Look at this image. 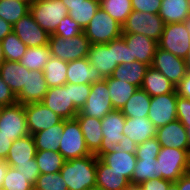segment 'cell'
<instances>
[{
  "label": "cell",
  "mask_w": 190,
  "mask_h": 190,
  "mask_svg": "<svg viewBox=\"0 0 190 190\" xmlns=\"http://www.w3.org/2000/svg\"><path fill=\"white\" fill-rule=\"evenodd\" d=\"M126 118L120 110H114L101 119L103 140L100 149L95 153L97 158L110 153L116 148L126 146L123 135Z\"/></svg>",
  "instance_id": "8992f818"
},
{
  "label": "cell",
  "mask_w": 190,
  "mask_h": 190,
  "mask_svg": "<svg viewBox=\"0 0 190 190\" xmlns=\"http://www.w3.org/2000/svg\"><path fill=\"white\" fill-rule=\"evenodd\" d=\"M140 88L151 97L172 93L176 90V87L160 71L151 66L146 71Z\"/></svg>",
  "instance_id": "83f0119b"
},
{
  "label": "cell",
  "mask_w": 190,
  "mask_h": 190,
  "mask_svg": "<svg viewBox=\"0 0 190 190\" xmlns=\"http://www.w3.org/2000/svg\"><path fill=\"white\" fill-rule=\"evenodd\" d=\"M183 23L185 24V27H186L187 31L189 32V35H190V15L184 20Z\"/></svg>",
  "instance_id": "6125c7cd"
},
{
  "label": "cell",
  "mask_w": 190,
  "mask_h": 190,
  "mask_svg": "<svg viewBox=\"0 0 190 190\" xmlns=\"http://www.w3.org/2000/svg\"><path fill=\"white\" fill-rule=\"evenodd\" d=\"M158 178L177 182L190 167V150L161 147L157 155Z\"/></svg>",
  "instance_id": "7a4b0ae2"
},
{
  "label": "cell",
  "mask_w": 190,
  "mask_h": 190,
  "mask_svg": "<svg viewBox=\"0 0 190 190\" xmlns=\"http://www.w3.org/2000/svg\"><path fill=\"white\" fill-rule=\"evenodd\" d=\"M75 118L80 124L88 150L95 154L100 149L103 140L101 119L85 115H76Z\"/></svg>",
  "instance_id": "4316f807"
},
{
  "label": "cell",
  "mask_w": 190,
  "mask_h": 190,
  "mask_svg": "<svg viewBox=\"0 0 190 190\" xmlns=\"http://www.w3.org/2000/svg\"><path fill=\"white\" fill-rule=\"evenodd\" d=\"M99 8V0H85L69 5L68 15L84 30Z\"/></svg>",
  "instance_id": "d590c367"
},
{
  "label": "cell",
  "mask_w": 190,
  "mask_h": 190,
  "mask_svg": "<svg viewBox=\"0 0 190 190\" xmlns=\"http://www.w3.org/2000/svg\"><path fill=\"white\" fill-rule=\"evenodd\" d=\"M13 32L27 47L48 45L50 34L42 29L30 13L13 25Z\"/></svg>",
  "instance_id": "2e32d148"
},
{
  "label": "cell",
  "mask_w": 190,
  "mask_h": 190,
  "mask_svg": "<svg viewBox=\"0 0 190 190\" xmlns=\"http://www.w3.org/2000/svg\"><path fill=\"white\" fill-rule=\"evenodd\" d=\"M155 137L161 147L190 150L186 128L178 119L157 128Z\"/></svg>",
  "instance_id": "ffe728a7"
},
{
  "label": "cell",
  "mask_w": 190,
  "mask_h": 190,
  "mask_svg": "<svg viewBox=\"0 0 190 190\" xmlns=\"http://www.w3.org/2000/svg\"><path fill=\"white\" fill-rule=\"evenodd\" d=\"M157 128L146 118H126L123 135L126 146L134 147L156 136Z\"/></svg>",
  "instance_id": "d6986e66"
},
{
  "label": "cell",
  "mask_w": 190,
  "mask_h": 190,
  "mask_svg": "<svg viewBox=\"0 0 190 190\" xmlns=\"http://www.w3.org/2000/svg\"><path fill=\"white\" fill-rule=\"evenodd\" d=\"M61 137L59 153L66 161L92 154L87 148L80 124L76 118L64 120Z\"/></svg>",
  "instance_id": "ba28073f"
},
{
  "label": "cell",
  "mask_w": 190,
  "mask_h": 190,
  "mask_svg": "<svg viewBox=\"0 0 190 190\" xmlns=\"http://www.w3.org/2000/svg\"><path fill=\"white\" fill-rule=\"evenodd\" d=\"M87 59L104 78L110 77L118 66L115 61L114 47L110 42L91 45Z\"/></svg>",
  "instance_id": "44dd1931"
},
{
  "label": "cell",
  "mask_w": 190,
  "mask_h": 190,
  "mask_svg": "<svg viewBox=\"0 0 190 190\" xmlns=\"http://www.w3.org/2000/svg\"><path fill=\"white\" fill-rule=\"evenodd\" d=\"M33 187L18 170L8 166L2 184L3 190H30Z\"/></svg>",
  "instance_id": "b9f144b4"
},
{
  "label": "cell",
  "mask_w": 190,
  "mask_h": 190,
  "mask_svg": "<svg viewBox=\"0 0 190 190\" xmlns=\"http://www.w3.org/2000/svg\"><path fill=\"white\" fill-rule=\"evenodd\" d=\"M158 47L185 58L190 49V35L185 24L183 22L165 24Z\"/></svg>",
  "instance_id": "8fae6325"
},
{
  "label": "cell",
  "mask_w": 190,
  "mask_h": 190,
  "mask_svg": "<svg viewBox=\"0 0 190 190\" xmlns=\"http://www.w3.org/2000/svg\"><path fill=\"white\" fill-rule=\"evenodd\" d=\"M0 132L15 141L31 135L26 122L24 105L16 103L2 106L0 111Z\"/></svg>",
  "instance_id": "9c48e42d"
},
{
  "label": "cell",
  "mask_w": 190,
  "mask_h": 190,
  "mask_svg": "<svg viewBox=\"0 0 190 190\" xmlns=\"http://www.w3.org/2000/svg\"><path fill=\"white\" fill-rule=\"evenodd\" d=\"M151 67L160 71L175 87L186 76L184 58L157 47Z\"/></svg>",
  "instance_id": "4fadbf2b"
},
{
  "label": "cell",
  "mask_w": 190,
  "mask_h": 190,
  "mask_svg": "<svg viewBox=\"0 0 190 190\" xmlns=\"http://www.w3.org/2000/svg\"><path fill=\"white\" fill-rule=\"evenodd\" d=\"M83 32V29L67 15L62 19L53 35H59L64 38H72Z\"/></svg>",
  "instance_id": "bcb514c9"
},
{
  "label": "cell",
  "mask_w": 190,
  "mask_h": 190,
  "mask_svg": "<svg viewBox=\"0 0 190 190\" xmlns=\"http://www.w3.org/2000/svg\"><path fill=\"white\" fill-rule=\"evenodd\" d=\"M114 110H121L138 87L112 76L105 78Z\"/></svg>",
  "instance_id": "f546056e"
},
{
  "label": "cell",
  "mask_w": 190,
  "mask_h": 190,
  "mask_svg": "<svg viewBox=\"0 0 190 190\" xmlns=\"http://www.w3.org/2000/svg\"><path fill=\"white\" fill-rule=\"evenodd\" d=\"M158 178L157 160L152 158H137L134 169L131 186L138 187L143 182Z\"/></svg>",
  "instance_id": "74e56055"
},
{
  "label": "cell",
  "mask_w": 190,
  "mask_h": 190,
  "mask_svg": "<svg viewBox=\"0 0 190 190\" xmlns=\"http://www.w3.org/2000/svg\"><path fill=\"white\" fill-rule=\"evenodd\" d=\"M121 37L130 48L131 63L138 61L151 66L158 42L140 34L122 33Z\"/></svg>",
  "instance_id": "ac0fdd59"
},
{
  "label": "cell",
  "mask_w": 190,
  "mask_h": 190,
  "mask_svg": "<svg viewBox=\"0 0 190 190\" xmlns=\"http://www.w3.org/2000/svg\"><path fill=\"white\" fill-rule=\"evenodd\" d=\"M172 183L173 182L166 179L155 178L143 182L138 188L140 190H168Z\"/></svg>",
  "instance_id": "f5cc1de1"
},
{
  "label": "cell",
  "mask_w": 190,
  "mask_h": 190,
  "mask_svg": "<svg viewBox=\"0 0 190 190\" xmlns=\"http://www.w3.org/2000/svg\"><path fill=\"white\" fill-rule=\"evenodd\" d=\"M114 111L105 79L91 84L90 95L77 115L102 119Z\"/></svg>",
  "instance_id": "30bf717a"
},
{
  "label": "cell",
  "mask_w": 190,
  "mask_h": 190,
  "mask_svg": "<svg viewBox=\"0 0 190 190\" xmlns=\"http://www.w3.org/2000/svg\"><path fill=\"white\" fill-rule=\"evenodd\" d=\"M17 103V97L0 77V105L10 106Z\"/></svg>",
  "instance_id": "816d5d0a"
},
{
  "label": "cell",
  "mask_w": 190,
  "mask_h": 190,
  "mask_svg": "<svg viewBox=\"0 0 190 190\" xmlns=\"http://www.w3.org/2000/svg\"><path fill=\"white\" fill-rule=\"evenodd\" d=\"M149 67V65L138 61L118 64L111 76L115 79L122 80V82L125 81L140 88Z\"/></svg>",
  "instance_id": "f1b7e54d"
},
{
  "label": "cell",
  "mask_w": 190,
  "mask_h": 190,
  "mask_svg": "<svg viewBox=\"0 0 190 190\" xmlns=\"http://www.w3.org/2000/svg\"><path fill=\"white\" fill-rule=\"evenodd\" d=\"M185 60V65H186V71L188 74H190V49L187 53V56L184 58Z\"/></svg>",
  "instance_id": "94428289"
},
{
  "label": "cell",
  "mask_w": 190,
  "mask_h": 190,
  "mask_svg": "<svg viewBox=\"0 0 190 190\" xmlns=\"http://www.w3.org/2000/svg\"><path fill=\"white\" fill-rule=\"evenodd\" d=\"M63 4L67 7L69 11V5H77L78 3H81L85 0H61Z\"/></svg>",
  "instance_id": "91938a15"
},
{
  "label": "cell",
  "mask_w": 190,
  "mask_h": 190,
  "mask_svg": "<svg viewBox=\"0 0 190 190\" xmlns=\"http://www.w3.org/2000/svg\"><path fill=\"white\" fill-rule=\"evenodd\" d=\"M41 103L63 120L73 119L79 112L71 102L69 83L63 86L50 87Z\"/></svg>",
  "instance_id": "5bb4252c"
},
{
  "label": "cell",
  "mask_w": 190,
  "mask_h": 190,
  "mask_svg": "<svg viewBox=\"0 0 190 190\" xmlns=\"http://www.w3.org/2000/svg\"><path fill=\"white\" fill-rule=\"evenodd\" d=\"M103 79L105 78L90 64L87 57L68 62L67 83L75 85L93 84Z\"/></svg>",
  "instance_id": "7402d4cb"
},
{
  "label": "cell",
  "mask_w": 190,
  "mask_h": 190,
  "mask_svg": "<svg viewBox=\"0 0 190 190\" xmlns=\"http://www.w3.org/2000/svg\"><path fill=\"white\" fill-rule=\"evenodd\" d=\"M99 6L121 26L133 10L131 0H99Z\"/></svg>",
  "instance_id": "ab89813d"
},
{
  "label": "cell",
  "mask_w": 190,
  "mask_h": 190,
  "mask_svg": "<svg viewBox=\"0 0 190 190\" xmlns=\"http://www.w3.org/2000/svg\"><path fill=\"white\" fill-rule=\"evenodd\" d=\"M64 129V120L53 127L33 134L36 151L59 152L60 141Z\"/></svg>",
  "instance_id": "1f68e13d"
},
{
  "label": "cell",
  "mask_w": 190,
  "mask_h": 190,
  "mask_svg": "<svg viewBox=\"0 0 190 190\" xmlns=\"http://www.w3.org/2000/svg\"><path fill=\"white\" fill-rule=\"evenodd\" d=\"M177 94L190 99V74H186V76L180 81V83L176 86Z\"/></svg>",
  "instance_id": "db71d44e"
},
{
  "label": "cell",
  "mask_w": 190,
  "mask_h": 190,
  "mask_svg": "<svg viewBox=\"0 0 190 190\" xmlns=\"http://www.w3.org/2000/svg\"><path fill=\"white\" fill-rule=\"evenodd\" d=\"M97 157L95 154L65 161L60 170L67 190H87L96 186Z\"/></svg>",
  "instance_id": "6da1fadb"
},
{
  "label": "cell",
  "mask_w": 190,
  "mask_h": 190,
  "mask_svg": "<svg viewBox=\"0 0 190 190\" xmlns=\"http://www.w3.org/2000/svg\"><path fill=\"white\" fill-rule=\"evenodd\" d=\"M68 12L61 0H33L29 6V13L36 23L50 35L55 33Z\"/></svg>",
  "instance_id": "3957f363"
},
{
  "label": "cell",
  "mask_w": 190,
  "mask_h": 190,
  "mask_svg": "<svg viewBox=\"0 0 190 190\" xmlns=\"http://www.w3.org/2000/svg\"><path fill=\"white\" fill-rule=\"evenodd\" d=\"M48 46L50 47L51 56L70 62L86 58L91 43L84 32L72 38L52 34L49 37Z\"/></svg>",
  "instance_id": "277c9868"
},
{
  "label": "cell",
  "mask_w": 190,
  "mask_h": 190,
  "mask_svg": "<svg viewBox=\"0 0 190 190\" xmlns=\"http://www.w3.org/2000/svg\"><path fill=\"white\" fill-rule=\"evenodd\" d=\"M49 87L43 71H29L27 73L26 87L16 96L17 103L23 105L41 102Z\"/></svg>",
  "instance_id": "603a6c76"
},
{
  "label": "cell",
  "mask_w": 190,
  "mask_h": 190,
  "mask_svg": "<svg viewBox=\"0 0 190 190\" xmlns=\"http://www.w3.org/2000/svg\"><path fill=\"white\" fill-rule=\"evenodd\" d=\"M96 186L103 190H129L130 181L122 174L110 170L99 158H97Z\"/></svg>",
  "instance_id": "484cf974"
},
{
  "label": "cell",
  "mask_w": 190,
  "mask_h": 190,
  "mask_svg": "<svg viewBox=\"0 0 190 190\" xmlns=\"http://www.w3.org/2000/svg\"><path fill=\"white\" fill-rule=\"evenodd\" d=\"M13 31V26L0 17V41Z\"/></svg>",
  "instance_id": "9f6ffc18"
},
{
  "label": "cell",
  "mask_w": 190,
  "mask_h": 190,
  "mask_svg": "<svg viewBox=\"0 0 190 190\" xmlns=\"http://www.w3.org/2000/svg\"><path fill=\"white\" fill-rule=\"evenodd\" d=\"M68 62L51 56L44 66L43 72L48 87L63 86L67 83Z\"/></svg>",
  "instance_id": "836d02e7"
},
{
  "label": "cell",
  "mask_w": 190,
  "mask_h": 190,
  "mask_svg": "<svg viewBox=\"0 0 190 190\" xmlns=\"http://www.w3.org/2000/svg\"><path fill=\"white\" fill-rule=\"evenodd\" d=\"M30 3L23 0H0V17L12 26L29 13Z\"/></svg>",
  "instance_id": "8d00e7d4"
},
{
  "label": "cell",
  "mask_w": 190,
  "mask_h": 190,
  "mask_svg": "<svg viewBox=\"0 0 190 190\" xmlns=\"http://www.w3.org/2000/svg\"><path fill=\"white\" fill-rule=\"evenodd\" d=\"M186 128L187 134H188V141L190 145V125H183Z\"/></svg>",
  "instance_id": "e7e4bbea"
},
{
  "label": "cell",
  "mask_w": 190,
  "mask_h": 190,
  "mask_svg": "<svg viewBox=\"0 0 190 190\" xmlns=\"http://www.w3.org/2000/svg\"><path fill=\"white\" fill-rule=\"evenodd\" d=\"M114 47L115 61L118 64L131 63V52L130 48L125 43L122 37L112 40L110 42Z\"/></svg>",
  "instance_id": "7dc6e473"
},
{
  "label": "cell",
  "mask_w": 190,
  "mask_h": 190,
  "mask_svg": "<svg viewBox=\"0 0 190 190\" xmlns=\"http://www.w3.org/2000/svg\"><path fill=\"white\" fill-rule=\"evenodd\" d=\"M35 158L40 174L58 173L66 161L59 152L46 150L36 151Z\"/></svg>",
  "instance_id": "f35d334b"
},
{
  "label": "cell",
  "mask_w": 190,
  "mask_h": 190,
  "mask_svg": "<svg viewBox=\"0 0 190 190\" xmlns=\"http://www.w3.org/2000/svg\"><path fill=\"white\" fill-rule=\"evenodd\" d=\"M165 23L159 14L132 10L122 25V33L140 34L159 42Z\"/></svg>",
  "instance_id": "52a82bcc"
},
{
  "label": "cell",
  "mask_w": 190,
  "mask_h": 190,
  "mask_svg": "<svg viewBox=\"0 0 190 190\" xmlns=\"http://www.w3.org/2000/svg\"><path fill=\"white\" fill-rule=\"evenodd\" d=\"M8 169V165L2 157H0V189H2L3 180L5 177V173Z\"/></svg>",
  "instance_id": "680465c9"
},
{
  "label": "cell",
  "mask_w": 190,
  "mask_h": 190,
  "mask_svg": "<svg viewBox=\"0 0 190 190\" xmlns=\"http://www.w3.org/2000/svg\"><path fill=\"white\" fill-rule=\"evenodd\" d=\"M177 119L182 125H190V99L178 95Z\"/></svg>",
  "instance_id": "f907efd6"
},
{
  "label": "cell",
  "mask_w": 190,
  "mask_h": 190,
  "mask_svg": "<svg viewBox=\"0 0 190 190\" xmlns=\"http://www.w3.org/2000/svg\"><path fill=\"white\" fill-rule=\"evenodd\" d=\"M87 190H103V189H101V188H99V187L95 186V187H92V188L87 189Z\"/></svg>",
  "instance_id": "003e7915"
},
{
  "label": "cell",
  "mask_w": 190,
  "mask_h": 190,
  "mask_svg": "<svg viewBox=\"0 0 190 190\" xmlns=\"http://www.w3.org/2000/svg\"><path fill=\"white\" fill-rule=\"evenodd\" d=\"M35 154V141L33 136L29 135L13 141L5 161L10 167L19 163H37Z\"/></svg>",
  "instance_id": "cb8c5ba5"
},
{
  "label": "cell",
  "mask_w": 190,
  "mask_h": 190,
  "mask_svg": "<svg viewBox=\"0 0 190 190\" xmlns=\"http://www.w3.org/2000/svg\"><path fill=\"white\" fill-rule=\"evenodd\" d=\"M26 122L31 135L59 124L63 119L41 102L24 105Z\"/></svg>",
  "instance_id": "9a60e30c"
},
{
  "label": "cell",
  "mask_w": 190,
  "mask_h": 190,
  "mask_svg": "<svg viewBox=\"0 0 190 190\" xmlns=\"http://www.w3.org/2000/svg\"><path fill=\"white\" fill-rule=\"evenodd\" d=\"M23 1H27V2L31 3L33 0H23Z\"/></svg>",
  "instance_id": "89a4df30"
},
{
  "label": "cell",
  "mask_w": 190,
  "mask_h": 190,
  "mask_svg": "<svg viewBox=\"0 0 190 190\" xmlns=\"http://www.w3.org/2000/svg\"><path fill=\"white\" fill-rule=\"evenodd\" d=\"M100 160L117 173L122 174L129 181L136 167L137 158L134 148L131 146H121L110 153L104 154Z\"/></svg>",
  "instance_id": "e0dca14e"
},
{
  "label": "cell",
  "mask_w": 190,
  "mask_h": 190,
  "mask_svg": "<svg viewBox=\"0 0 190 190\" xmlns=\"http://www.w3.org/2000/svg\"><path fill=\"white\" fill-rule=\"evenodd\" d=\"M5 60L19 62L27 50V46L12 31L2 41Z\"/></svg>",
  "instance_id": "60d3db41"
},
{
  "label": "cell",
  "mask_w": 190,
  "mask_h": 190,
  "mask_svg": "<svg viewBox=\"0 0 190 190\" xmlns=\"http://www.w3.org/2000/svg\"><path fill=\"white\" fill-rule=\"evenodd\" d=\"M150 102L151 96L143 89L138 88L120 111L125 118H146L148 117Z\"/></svg>",
  "instance_id": "d6a6232c"
},
{
  "label": "cell",
  "mask_w": 190,
  "mask_h": 190,
  "mask_svg": "<svg viewBox=\"0 0 190 190\" xmlns=\"http://www.w3.org/2000/svg\"><path fill=\"white\" fill-rule=\"evenodd\" d=\"M189 15L188 0H162L159 16L165 24L184 22Z\"/></svg>",
  "instance_id": "4dcf8cb0"
},
{
  "label": "cell",
  "mask_w": 190,
  "mask_h": 190,
  "mask_svg": "<svg viewBox=\"0 0 190 190\" xmlns=\"http://www.w3.org/2000/svg\"><path fill=\"white\" fill-rule=\"evenodd\" d=\"M83 32L91 45L106 44L122 36V26L99 8Z\"/></svg>",
  "instance_id": "5b68a950"
},
{
  "label": "cell",
  "mask_w": 190,
  "mask_h": 190,
  "mask_svg": "<svg viewBox=\"0 0 190 190\" xmlns=\"http://www.w3.org/2000/svg\"><path fill=\"white\" fill-rule=\"evenodd\" d=\"M129 190H140L138 187H131Z\"/></svg>",
  "instance_id": "a7ac6f4b"
},
{
  "label": "cell",
  "mask_w": 190,
  "mask_h": 190,
  "mask_svg": "<svg viewBox=\"0 0 190 190\" xmlns=\"http://www.w3.org/2000/svg\"><path fill=\"white\" fill-rule=\"evenodd\" d=\"M177 91L151 97L148 119L156 128L177 120Z\"/></svg>",
  "instance_id": "7c38bea8"
},
{
  "label": "cell",
  "mask_w": 190,
  "mask_h": 190,
  "mask_svg": "<svg viewBox=\"0 0 190 190\" xmlns=\"http://www.w3.org/2000/svg\"><path fill=\"white\" fill-rule=\"evenodd\" d=\"M71 102H73L74 106L80 111V109L86 103L88 96L91 91V84H81L75 85L69 83Z\"/></svg>",
  "instance_id": "f6af8a7d"
},
{
  "label": "cell",
  "mask_w": 190,
  "mask_h": 190,
  "mask_svg": "<svg viewBox=\"0 0 190 190\" xmlns=\"http://www.w3.org/2000/svg\"><path fill=\"white\" fill-rule=\"evenodd\" d=\"M13 168L25 176L26 180L33 186L35 185L37 178L40 176V171L37 163H19Z\"/></svg>",
  "instance_id": "681fc988"
},
{
  "label": "cell",
  "mask_w": 190,
  "mask_h": 190,
  "mask_svg": "<svg viewBox=\"0 0 190 190\" xmlns=\"http://www.w3.org/2000/svg\"><path fill=\"white\" fill-rule=\"evenodd\" d=\"M36 190H67L61 173L40 174L34 185Z\"/></svg>",
  "instance_id": "7bdbcfd3"
},
{
  "label": "cell",
  "mask_w": 190,
  "mask_h": 190,
  "mask_svg": "<svg viewBox=\"0 0 190 190\" xmlns=\"http://www.w3.org/2000/svg\"><path fill=\"white\" fill-rule=\"evenodd\" d=\"M29 69L19 62L5 60L0 65V77L17 96L26 87L27 73Z\"/></svg>",
  "instance_id": "d4e9b609"
},
{
  "label": "cell",
  "mask_w": 190,
  "mask_h": 190,
  "mask_svg": "<svg viewBox=\"0 0 190 190\" xmlns=\"http://www.w3.org/2000/svg\"><path fill=\"white\" fill-rule=\"evenodd\" d=\"M135 11L159 14L162 0H131Z\"/></svg>",
  "instance_id": "c3c4849f"
},
{
  "label": "cell",
  "mask_w": 190,
  "mask_h": 190,
  "mask_svg": "<svg viewBox=\"0 0 190 190\" xmlns=\"http://www.w3.org/2000/svg\"><path fill=\"white\" fill-rule=\"evenodd\" d=\"M168 190H179V188H178V186L173 182V183L169 186Z\"/></svg>",
  "instance_id": "03108f58"
},
{
  "label": "cell",
  "mask_w": 190,
  "mask_h": 190,
  "mask_svg": "<svg viewBox=\"0 0 190 190\" xmlns=\"http://www.w3.org/2000/svg\"><path fill=\"white\" fill-rule=\"evenodd\" d=\"M179 190H190V175H183L177 182H174Z\"/></svg>",
  "instance_id": "6f0895ef"
},
{
  "label": "cell",
  "mask_w": 190,
  "mask_h": 190,
  "mask_svg": "<svg viewBox=\"0 0 190 190\" xmlns=\"http://www.w3.org/2000/svg\"><path fill=\"white\" fill-rule=\"evenodd\" d=\"M136 158H152L156 159L160 152L161 145L159 144L156 137L150 138L145 142L138 144L133 147Z\"/></svg>",
  "instance_id": "ee69618b"
},
{
  "label": "cell",
  "mask_w": 190,
  "mask_h": 190,
  "mask_svg": "<svg viewBox=\"0 0 190 190\" xmlns=\"http://www.w3.org/2000/svg\"><path fill=\"white\" fill-rule=\"evenodd\" d=\"M12 143L13 141L10 140L8 136L0 132V157L6 159Z\"/></svg>",
  "instance_id": "11a10c76"
},
{
  "label": "cell",
  "mask_w": 190,
  "mask_h": 190,
  "mask_svg": "<svg viewBox=\"0 0 190 190\" xmlns=\"http://www.w3.org/2000/svg\"><path fill=\"white\" fill-rule=\"evenodd\" d=\"M50 57L51 52L48 45L28 47L19 63L30 71H43Z\"/></svg>",
  "instance_id": "e575fe53"
},
{
  "label": "cell",
  "mask_w": 190,
  "mask_h": 190,
  "mask_svg": "<svg viewBox=\"0 0 190 190\" xmlns=\"http://www.w3.org/2000/svg\"><path fill=\"white\" fill-rule=\"evenodd\" d=\"M5 61L4 54H3V48L2 43L0 41V65Z\"/></svg>",
  "instance_id": "be15d7a7"
}]
</instances>
